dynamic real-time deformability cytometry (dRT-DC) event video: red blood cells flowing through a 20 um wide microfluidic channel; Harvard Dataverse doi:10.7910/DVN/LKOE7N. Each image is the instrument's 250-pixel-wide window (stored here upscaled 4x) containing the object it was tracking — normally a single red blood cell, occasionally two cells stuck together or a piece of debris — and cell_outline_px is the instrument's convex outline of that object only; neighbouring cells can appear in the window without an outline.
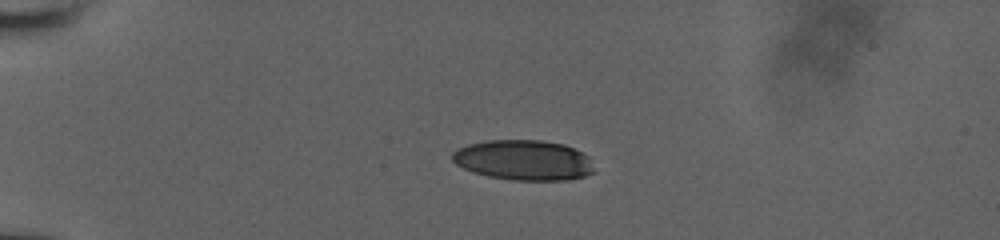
{"species": "human", "species_latin": "Homo sapiens", "temperature_condition": "room temperature", "stored_images_in_passage": 41, "camera_frame_rate_fps": 3000, "um_per_image_px": 0.085, "donor": {"sex": "male"}, "frame": {"image": 1, "passage_image": 1, "time_ms": 0.0, "image_size_px": [1000, 240], "cell_outline_px": [[596, 172], [584, 176], [568, 180], [512, 180], [488, 176], [472, 172], [456, 164], [452, 160], [452, 152], [468, 144], [488, 140], [540, 140], [564, 144], [588, 156]], "centroid_in_image_um": [44.51, 13.61], "position_along_channel_um": 40.5, "area_um2": 33.23}}
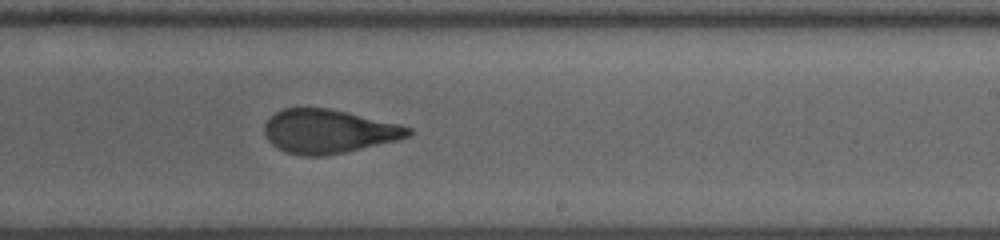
{"frame": {"image": 2, "passage_image": 22, "time_ms": 7.0, "image_size_px": [1000, 240], "cell_outline_px": [[412, 132], [408, 136], [396, 140], [344, 152], [324, 156], [300, 156], [284, 152], [276, 148], [268, 140], [264, 132], [264, 124], [276, 112], [284, 108], [328, 108], [400, 124], [412, 128]], "centroid_in_image_um": [27.88, 11.17], "position_along_channel_um": 261.1, "area_um2": 36.53}}
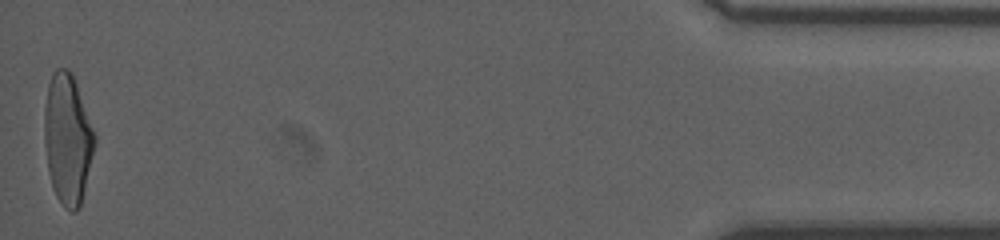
{"frame": {"image": 3, "passage_image": 41, "time_ms": 13.333, "image_size_px": [1000, 240], "cell_outline_px": [[96, 140], [80, 208], [76, 212], [72, 212], [64, 208], [56, 196], [52, 188], [48, 172], [44, 140], [44, 108], [48, 84], [52, 72], [56, 68], [68, 68], [72, 72], [96, 136]], "centroid_in_image_um": [5.73, 11.82], "position_along_channel_um": 429.5, "area_um2": 38.38}, "authors_computed_cell_mechanics": {"area_um2": 37.1654, "velocity_mm_per_s": 3.9563, "shape_relaxation_time_tau1_ms": 6.4716, "shape_relaxation_time_tau2_ms": 1.1685, "deformation_change_tau1": 0.2304, "deformation_change_tau2": 0.0871}}